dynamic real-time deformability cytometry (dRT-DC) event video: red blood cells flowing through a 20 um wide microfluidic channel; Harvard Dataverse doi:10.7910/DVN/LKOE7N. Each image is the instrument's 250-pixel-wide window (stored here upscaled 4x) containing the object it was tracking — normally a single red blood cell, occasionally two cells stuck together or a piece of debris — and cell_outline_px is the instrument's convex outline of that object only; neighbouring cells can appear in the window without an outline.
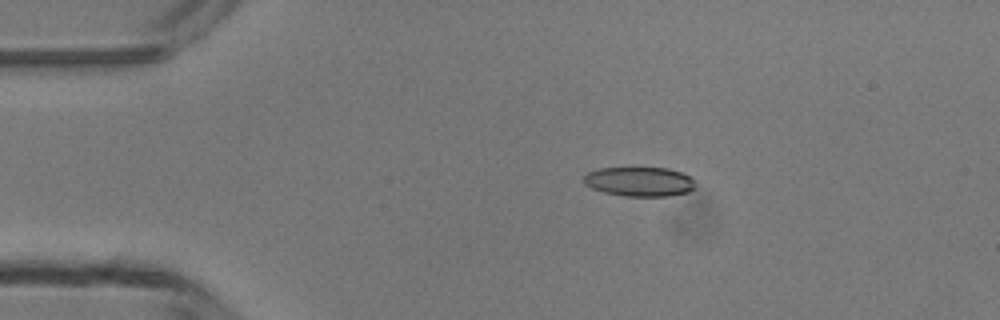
{"species": "common noctule bat (a hibernating species)", "species_latin": "Nyctalus noctula", "temperature_condition": "room temperature", "stored_images_in_passage": 5, "camera_frame_rate_fps": 3000, "um_per_image_px": 0.085, "animal": {"sex": "male", "body_mass_g": 13.3}, "frame": {"image": 1, "passage_image": 3, "time_ms": 2.333, "image_size_px": [1000, 320], "cell_outline_px": [[696, 184], [688, 192], [668, 196], [624, 196], [604, 192], [592, 188], [584, 184], [584, 176], [588, 172], [600, 168], [632, 164], [668, 168], [680, 172], [688, 176]], "centroid_in_image_um": [54.31, 15.38], "position_along_channel_um": 30.7, "area_um2": 19.94}}
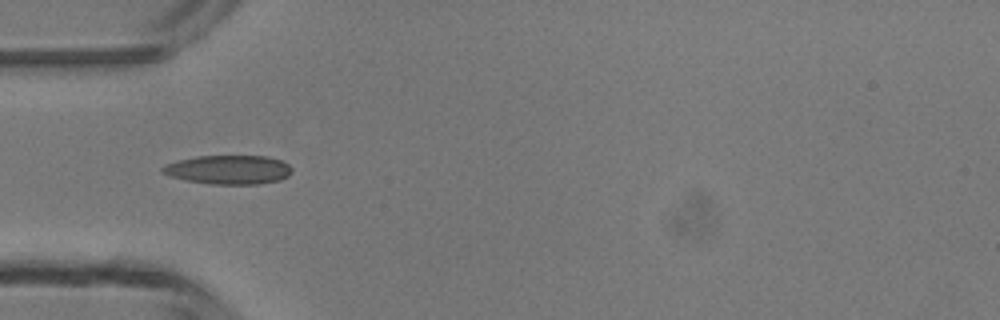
{"frame": {"image": 2, "passage_image": 4, "time_ms": 4.333, "image_size_px": [1000, 320], "cell_outline_px": [[292, 172], [288, 176], [280, 180], [256, 184], [212, 184], [184, 180], [160, 172], [160, 168], [164, 164], [196, 156], [268, 156], [280, 160], [288, 164], [292, 168]], "centroid_in_image_um": [19.42, 14.42], "position_along_channel_um": 65.6, "area_um2": 21.91}}
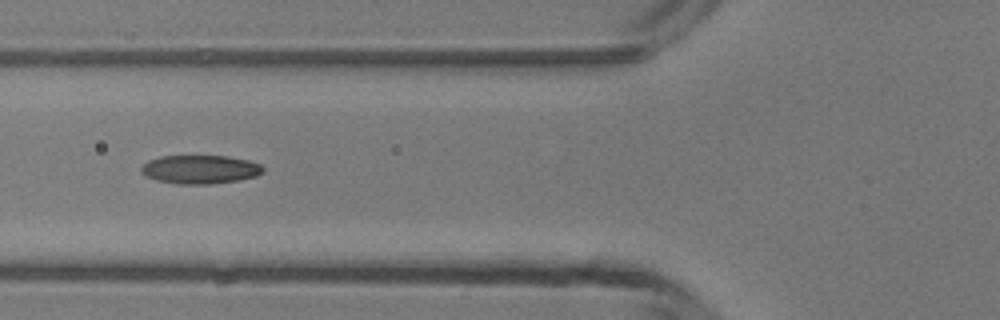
{"frame": {"image": 3, "passage_image": 5, "time_ms": 5.333, "image_size_px": [1000, 320], "cell_outline_px": [[264, 172], [256, 176], [240, 180], [212, 184], [176, 184], [156, 180], [144, 176], [140, 172], [140, 168], [148, 160], [160, 156], [228, 156], [248, 160], [260, 164], [264, 168]], "centroid_in_image_um": [17.0, 14.4], "position_along_channel_um": 108.8, "area_um2": 20.58}}